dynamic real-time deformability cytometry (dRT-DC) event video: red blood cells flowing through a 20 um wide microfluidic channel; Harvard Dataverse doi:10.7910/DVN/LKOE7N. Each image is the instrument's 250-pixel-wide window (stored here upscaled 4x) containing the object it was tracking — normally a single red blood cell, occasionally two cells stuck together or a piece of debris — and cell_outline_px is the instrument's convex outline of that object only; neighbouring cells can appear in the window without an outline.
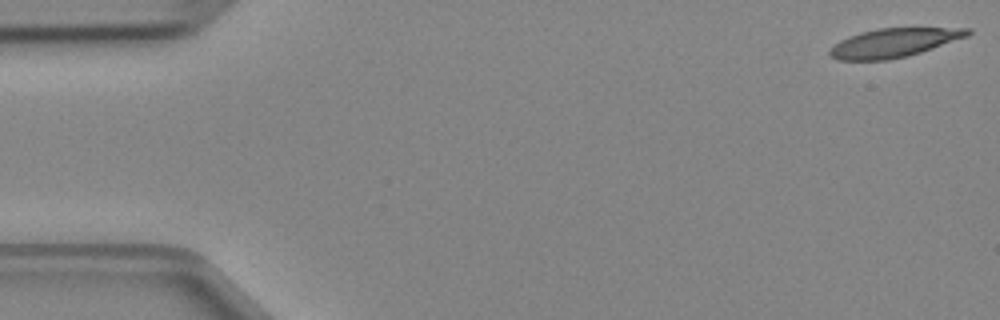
{"species": "Egyptian fruit bat (a non-hibernating species)", "species_latin": "Rousettus aegyptiacus", "temperature_condition": "cold", "stored_images_in_passage": 5, "camera_frame_rate_fps": 3000, "um_per_image_px": 0.085, "animal": {"sex": "female"}, "frame": {"image": 1, "passage_image": 1, "time_ms": 0.0, "image_size_px": [1000, 320], "cell_outline_px": [[972, 32], [968, 36], [908, 56], [888, 60], [836, 60], [828, 56], [828, 52], [840, 40], [848, 36], [860, 32], [880, 28], [972, 28]], "centroid_in_image_um": [75.95, 3.64], "position_along_channel_um": 9.0, "area_um2": 23.12}}
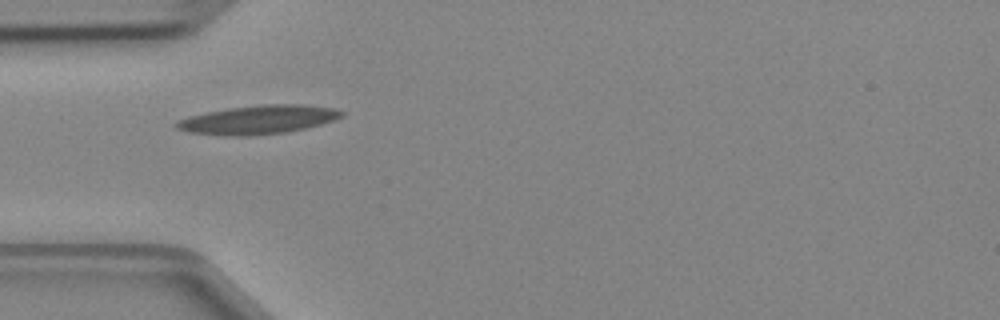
{"frame": {"image": 2, "passage_image": 4, "time_ms": 1.0, "image_size_px": [1000, 320], "cell_outline_px": [[344, 116], [320, 124], [304, 128], [284, 132], [248, 136], [224, 136], [188, 132], [176, 128], [172, 124], [176, 120], [188, 116], [228, 108], [260, 104], [304, 104], [336, 108], [344, 112]], "centroid_in_image_um": [21.91, 10.17], "position_along_channel_um": 63.1, "area_um2": 27.8}}